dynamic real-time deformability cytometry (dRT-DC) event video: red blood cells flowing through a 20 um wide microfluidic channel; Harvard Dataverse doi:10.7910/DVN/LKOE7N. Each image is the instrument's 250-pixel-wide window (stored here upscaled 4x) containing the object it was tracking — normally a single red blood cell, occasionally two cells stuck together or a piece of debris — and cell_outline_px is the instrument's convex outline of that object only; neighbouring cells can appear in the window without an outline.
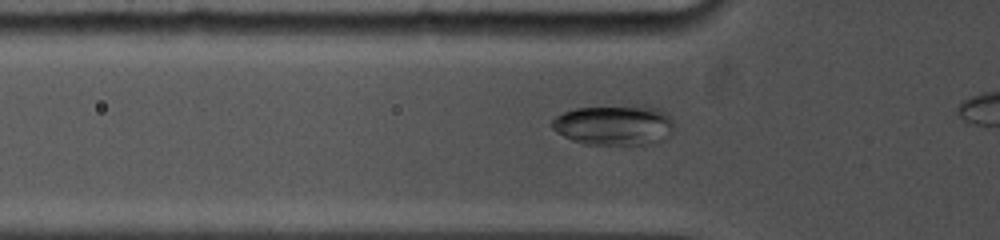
{"species": "common noctule bat (a hibernating species)", "species_latin": "Nyctalus noctula", "temperature_condition": "cold", "stored_images_in_passage": 19, "camera_frame_rate_fps": 5000, "um_per_image_px": 0.085, "animal": {"sex": "female", "body_mass_g": 19.0, "forearm_length_mm": 53.3}, "frame": {"image": 1, "passage_image": 14, "time_ms": 2.6, "image_size_px": [1000, 240], "cell_outline_px": [[672, 132], [664, 140], [648, 144], [584, 144], [572, 140], [556, 132], [552, 128], [552, 120], [556, 116], [564, 112], [576, 108], [636, 104], [648, 104], [660, 108], [668, 112], [672, 116]], "centroid_in_image_um": [52.27, 10.59], "position_along_channel_um": 73.5, "area_um2": 29.3}}